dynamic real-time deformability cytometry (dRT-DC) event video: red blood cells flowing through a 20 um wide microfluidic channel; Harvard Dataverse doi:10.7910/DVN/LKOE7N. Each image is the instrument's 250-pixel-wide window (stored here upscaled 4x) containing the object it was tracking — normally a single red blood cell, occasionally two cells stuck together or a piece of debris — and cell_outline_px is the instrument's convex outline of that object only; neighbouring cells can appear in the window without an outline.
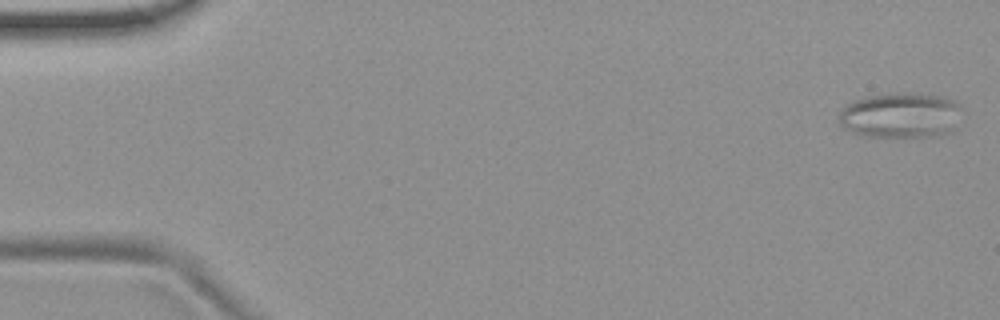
{"species": "common noctule bat (a hibernating species)", "species_latin": "Nyctalus noctula", "temperature_condition": "room temperature", "stored_images_in_passage": 54, "segment_of_instrument_passage": [1, 2], "camera_frame_rate_fps": 3000, "um_per_image_px": 0.085, "animal": {"sex": "female", "body_mass_g": 19.9}, "frame": {"image": 1, "passage_image": 1, "time_ms": 0.0, "image_size_px": [1000, 320], "cell_outline_px": [[960, 108], [952, 128], [948, 132], [936, 136], [864, 136], [852, 132], [840, 124], [840, 112], [848, 104], [856, 100], [868, 96], [896, 92], [904, 92], [940, 96], [956, 100], [960, 104]], "centroid_in_image_um": [76.54, 9.78], "position_along_channel_um": 8.5, "area_um2": 31.96}}